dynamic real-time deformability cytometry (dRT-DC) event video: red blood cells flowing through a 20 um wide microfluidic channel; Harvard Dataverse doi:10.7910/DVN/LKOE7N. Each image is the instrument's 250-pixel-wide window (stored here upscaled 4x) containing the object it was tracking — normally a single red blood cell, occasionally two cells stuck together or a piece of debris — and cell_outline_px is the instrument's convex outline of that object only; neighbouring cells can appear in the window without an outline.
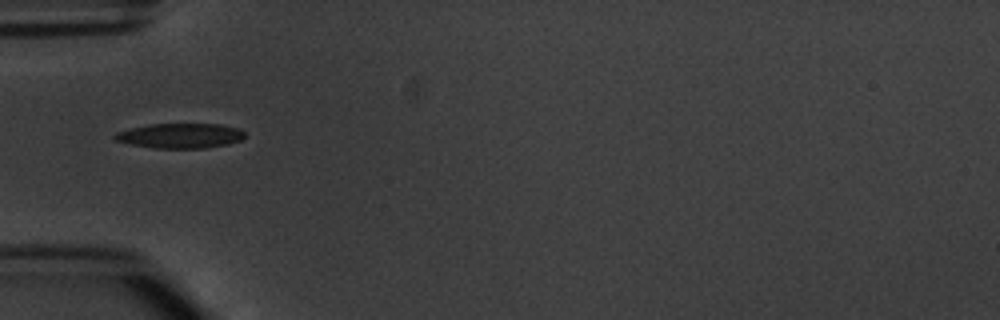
{"species": "common noctule bat (a hibernating species)", "species_latin": "Nyctalus noctula", "temperature_condition": "warm", "stored_images_in_passage": 1, "camera_frame_rate_fps": 3000, "um_per_image_px": 0.085, "animal": {"sex": "male", "body_mass_g": 20.1, "forearm_length_mm": 53.5}, "frame": {"image": 1, "passage_image": 1, "time_ms": 0.0, "image_size_px": [1000, 320], "cell_outline_px": [[244, 136], [240, 140], [228, 144], [204, 148], [156, 148], [132, 144], [116, 140], [112, 136], [116, 132], [148, 124], [220, 124], [240, 128], [244, 132]], "centroid_in_image_um": [15.34, 11.53], "position_along_channel_um": 69.7, "area_um2": 18.73}}